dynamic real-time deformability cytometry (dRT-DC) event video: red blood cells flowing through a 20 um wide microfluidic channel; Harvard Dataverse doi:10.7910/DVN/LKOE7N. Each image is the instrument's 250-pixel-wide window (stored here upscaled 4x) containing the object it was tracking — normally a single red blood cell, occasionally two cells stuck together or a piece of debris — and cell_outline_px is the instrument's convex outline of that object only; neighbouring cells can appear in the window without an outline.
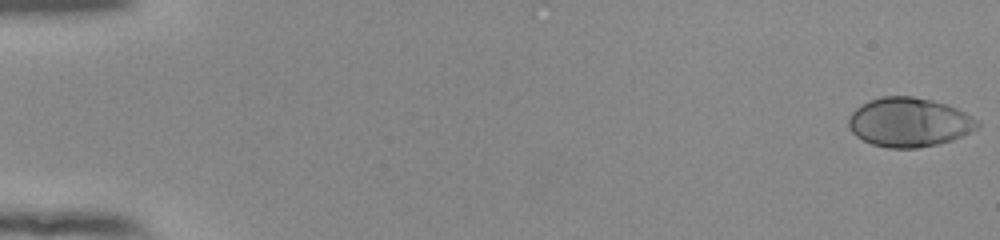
{"species": "human", "species_latin": "Homo sapiens", "temperature_condition": "room temperature", "stored_images_in_passage": 54, "camera_frame_rate_fps": 3000, "um_per_image_px": 0.085, "donor": {"sex": "female"}, "frame": {"image": 1, "passage_image": 1, "time_ms": 0.0, "image_size_px": [1000, 240], "cell_outline_px": [[980, 124], [976, 128], [952, 140], [936, 144], [916, 148], [888, 148], [872, 144], [856, 136], [852, 132], [848, 124], [848, 120], [852, 112], [860, 104], [868, 100], [884, 96], [912, 96], [932, 100], [948, 104], [972, 116]], "centroid_in_image_um": [77.24, 10.38], "position_along_channel_um": 7.8, "area_um2": 36.76}}
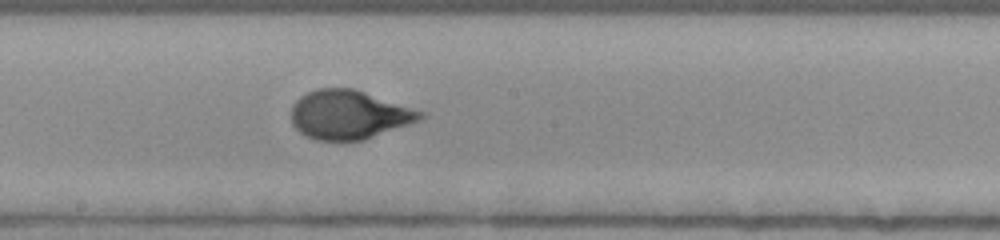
{"frame": {"image": 2, "passage_image": 31, "time_ms": 10.0, "image_size_px": [1000, 240], "cell_outline_px": [[424, 116], [420, 120], [364, 140], [316, 140], [304, 136], [292, 124], [292, 104], [300, 96], [316, 88], [352, 88], [424, 112]], "centroid_in_image_um": [29.62, 9.75], "position_along_channel_um": 218.6, "area_um2": 36.47}}
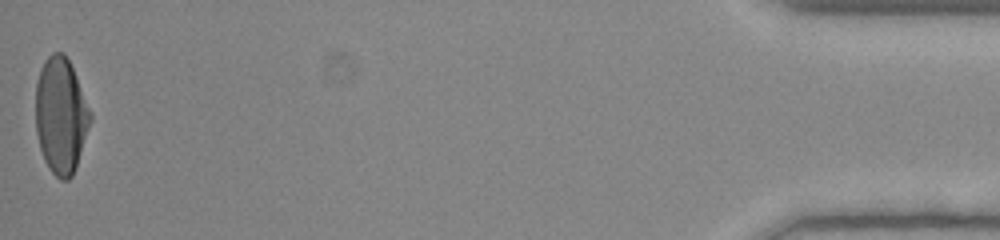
{"frame": {"image": 3, "passage_image": 54, "time_ms": 17.667, "image_size_px": [1000, 240], "cell_outline_px": [[92, 120], [76, 168], [72, 176], [68, 180], [60, 180], [48, 168], [44, 160], [40, 148], [36, 132], [36, 84], [40, 68], [44, 60], [52, 52], [64, 52], [76, 76], [92, 112]], "centroid_in_image_um": [5.18, 9.83], "position_along_channel_um": 430.0, "area_um2": 37.28}, "authors_computed_cell_mechanics": {"area_um2": 36.2117, "velocity_mm_per_s": 3.9014, "shape_relaxation_time_tau1_ms": 4.0329, "shape_relaxation_time_tau2_ms": null, "deformation_change_tau1": 0.2093, "deformation_change_tau2": null}}